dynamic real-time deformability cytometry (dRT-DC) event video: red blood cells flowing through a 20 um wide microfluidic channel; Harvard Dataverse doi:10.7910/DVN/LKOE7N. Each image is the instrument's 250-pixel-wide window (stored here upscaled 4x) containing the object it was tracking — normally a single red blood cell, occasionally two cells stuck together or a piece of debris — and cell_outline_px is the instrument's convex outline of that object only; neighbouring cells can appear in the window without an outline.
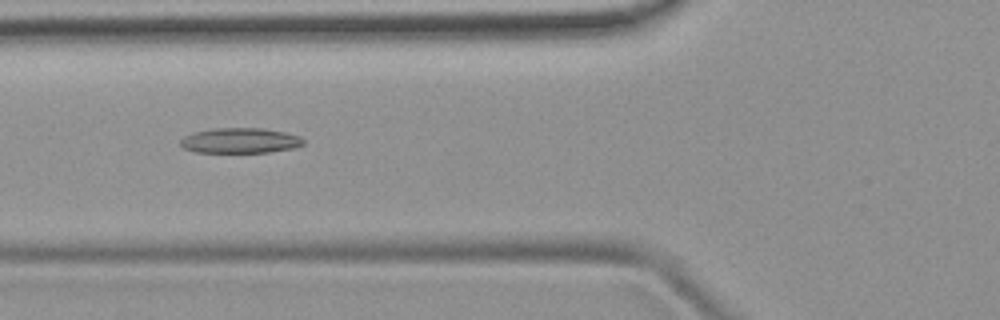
{"species": "common noctule bat (a hibernating species)", "species_latin": "Nyctalus noctula", "temperature_condition": "room temperature", "stored_images_in_passage": 37, "camera_frame_rate_fps": 3000, "um_per_image_px": 0.085, "animal": {"sex": "female", "body_mass_g": 19.9}, "frame": {"image": 1, "passage_image": 6, "time_ms": 1.667, "image_size_px": [1000, 320], "cell_outline_px": [[304, 144], [292, 148], [268, 152], [196, 152], [184, 148], [180, 144], [180, 140], [184, 136], [196, 132], [212, 128], [264, 128], [284, 132], [300, 136], [304, 140]], "centroid_in_image_um": [20.41, 11.94], "position_along_channel_um": 105.4, "area_um2": 17.98}}
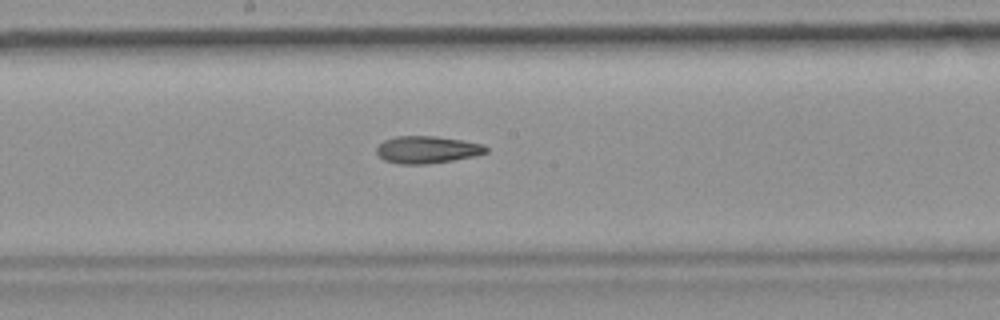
{"frame": {"image": 2, "passage_image": 14, "time_ms": 4.333, "image_size_px": [1000, 320], "cell_outline_px": [[488, 152], [476, 156], [452, 160], [424, 164], [400, 164], [384, 160], [376, 152], [376, 148], [384, 140], [396, 136], [436, 136], [484, 144], [488, 148]], "centroid_in_image_um": [36.32, 12.72], "position_along_channel_um": 211.9, "area_um2": 17.34}}
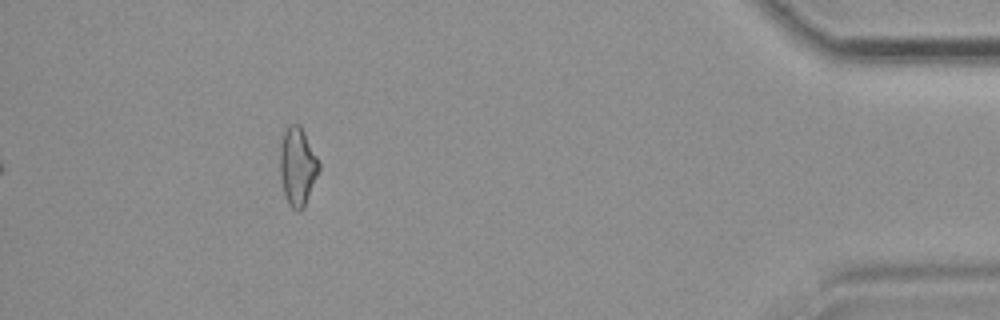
{"frame": {"image": 3, "passage_image": 33, "time_ms": 10.667, "image_size_px": [1000, 320], "cell_outline_px": [[320, 172], [304, 208], [300, 212], [296, 212], [288, 204], [284, 192], [280, 176], [280, 144], [284, 132], [288, 124], [300, 124], [320, 164]], "centroid_in_image_um": [25.3, 14.18], "position_along_channel_um": 409.9, "area_um2": 17.98}, "authors_computed_cell_mechanics": {"area_um2": 17.34, "velocity_mm_per_s": 3.991, "shape_relaxation_time_tau1_ms": null, "shape_relaxation_time_tau2_ms": 10.012, "deformation_change_tau1": null, "deformation_change_tau2": 0.2382}}